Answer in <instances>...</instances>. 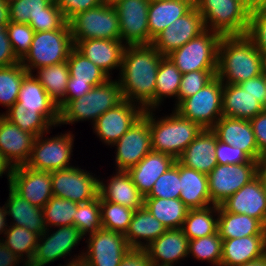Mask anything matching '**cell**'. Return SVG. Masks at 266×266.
<instances>
[{
    "label": "cell",
    "instance_id": "obj_1",
    "mask_svg": "<svg viewBox=\"0 0 266 266\" xmlns=\"http://www.w3.org/2000/svg\"><path fill=\"white\" fill-rule=\"evenodd\" d=\"M163 57L151 44L126 46L118 79L124 100L155 109L156 76Z\"/></svg>",
    "mask_w": 266,
    "mask_h": 266
},
{
    "label": "cell",
    "instance_id": "obj_2",
    "mask_svg": "<svg viewBox=\"0 0 266 266\" xmlns=\"http://www.w3.org/2000/svg\"><path fill=\"white\" fill-rule=\"evenodd\" d=\"M260 74L261 52L254 43L246 35L222 36L218 47L216 74L221 82L239 84Z\"/></svg>",
    "mask_w": 266,
    "mask_h": 266
},
{
    "label": "cell",
    "instance_id": "obj_3",
    "mask_svg": "<svg viewBox=\"0 0 266 266\" xmlns=\"http://www.w3.org/2000/svg\"><path fill=\"white\" fill-rule=\"evenodd\" d=\"M172 113L157 120L149 110L151 147L153 151L168 154L177 160L203 129L175 110Z\"/></svg>",
    "mask_w": 266,
    "mask_h": 266
},
{
    "label": "cell",
    "instance_id": "obj_4",
    "mask_svg": "<svg viewBox=\"0 0 266 266\" xmlns=\"http://www.w3.org/2000/svg\"><path fill=\"white\" fill-rule=\"evenodd\" d=\"M194 5L207 30L221 36L246 35L252 7L244 0H194Z\"/></svg>",
    "mask_w": 266,
    "mask_h": 266
},
{
    "label": "cell",
    "instance_id": "obj_5",
    "mask_svg": "<svg viewBox=\"0 0 266 266\" xmlns=\"http://www.w3.org/2000/svg\"><path fill=\"white\" fill-rule=\"evenodd\" d=\"M122 100L119 82L108 79L82 97L69 101L59 111V124H73L87 119H92L95 123L103 113L114 108Z\"/></svg>",
    "mask_w": 266,
    "mask_h": 266
},
{
    "label": "cell",
    "instance_id": "obj_6",
    "mask_svg": "<svg viewBox=\"0 0 266 266\" xmlns=\"http://www.w3.org/2000/svg\"><path fill=\"white\" fill-rule=\"evenodd\" d=\"M73 48L74 42L67 23L62 29L35 32L30 50L20 62L28 73H32L34 69L67 61Z\"/></svg>",
    "mask_w": 266,
    "mask_h": 266
},
{
    "label": "cell",
    "instance_id": "obj_7",
    "mask_svg": "<svg viewBox=\"0 0 266 266\" xmlns=\"http://www.w3.org/2000/svg\"><path fill=\"white\" fill-rule=\"evenodd\" d=\"M73 41L86 39L120 40V25L117 10L105 2L80 12L69 21Z\"/></svg>",
    "mask_w": 266,
    "mask_h": 266
},
{
    "label": "cell",
    "instance_id": "obj_8",
    "mask_svg": "<svg viewBox=\"0 0 266 266\" xmlns=\"http://www.w3.org/2000/svg\"><path fill=\"white\" fill-rule=\"evenodd\" d=\"M222 36L206 30L167 57L182 74L199 70H217L218 47Z\"/></svg>",
    "mask_w": 266,
    "mask_h": 266
},
{
    "label": "cell",
    "instance_id": "obj_9",
    "mask_svg": "<svg viewBox=\"0 0 266 266\" xmlns=\"http://www.w3.org/2000/svg\"><path fill=\"white\" fill-rule=\"evenodd\" d=\"M223 83L215 76L191 97L182 100L175 111L182 117L197 123L202 129H212L223 116Z\"/></svg>",
    "mask_w": 266,
    "mask_h": 266
},
{
    "label": "cell",
    "instance_id": "obj_10",
    "mask_svg": "<svg viewBox=\"0 0 266 266\" xmlns=\"http://www.w3.org/2000/svg\"><path fill=\"white\" fill-rule=\"evenodd\" d=\"M258 161L241 164H217L207 175L210 200L220 206L241 187L257 176Z\"/></svg>",
    "mask_w": 266,
    "mask_h": 266
},
{
    "label": "cell",
    "instance_id": "obj_11",
    "mask_svg": "<svg viewBox=\"0 0 266 266\" xmlns=\"http://www.w3.org/2000/svg\"><path fill=\"white\" fill-rule=\"evenodd\" d=\"M35 137L27 167L39 171H56L73 167L69 165L73 146V135L69 132L53 138Z\"/></svg>",
    "mask_w": 266,
    "mask_h": 266
},
{
    "label": "cell",
    "instance_id": "obj_12",
    "mask_svg": "<svg viewBox=\"0 0 266 266\" xmlns=\"http://www.w3.org/2000/svg\"><path fill=\"white\" fill-rule=\"evenodd\" d=\"M79 167L51 172L52 194L76 203H85L99 196V179Z\"/></svg>",
    "mask_w": 266,
    "mask_h": 266
},
{
    "label": "cell",
    "instance_id": "obj_13",
    "mask_svg": "<svg viewBox=\"0 0 266 266\" xmlns=\"http://www.w3.org/2000/svg\"><path fill=\"white\" fill-rule=\"evenodd\" d=\"M117 146L116 165L118 171H128L136 166L151 150L149 110L130 127L114 144Z\"/></svg>",
    "mask_w": 266,
    "mask_h": 266
},
{
    "label": "cell",
    "instance_id": "obj_14",
    "mask_svg": "<svg viewBox=\"0 0 266 266\" xmlns=\"http://www.w3.org/2000/svg\"><path fill=\"white\" fill-rule=\"evenodd\" d=\"M87 244L81 260L85 266H119L130 249L124 234L103 228L89 234Z\"/></svg>",
    "mask_w": 266,
    "mask_h": 266
},
{
    "label": "cell",
    "instance_id": "obj_15",
    "mask_svg": "<svg viewBox=\"0 0 266 266\" xmlns=\"http://www.w3.org/2000/svg\"><path fill=\"white\" fill-rule=\"evenodd\" d=\"M149 0H122L114 5L118 13L120 40L125 45H150Z\"/></svg>",
    "mask_w": 266,
    "mask_h": 266
},
{
    "label": "cell",
    "instance_id": "obj_16",
    "mask_svg": "<svg viewBox=\"0 0 266 266\" xmlns=\"http://www.w3.org/2000/svg\"><path fill=\"white\" fill-rule=\"evenodd\" d=\"M206 30L204 19L194 5L185 15L176 19L160 32L153 39L151 45L161 55L167 56Z\"/></svg>",
    "mask_w": 266,
    "mask_h": 266
},
{
    "label": "cell",
    "instance_id": "obj_17",
    "mask_svg": "<svg viewBox=\"0 0 266 266\" xmlns=\"http://www.w3.org/2000/svg\"><path fill=\"white\" fill-rule=\"evenodd\" d=\"M144 111L145 109L135 105V102L123 99L95 121L93 130L101 141L114 147V144L144 114Z\"/></svg>",
    "mask_w": 266,
    "mask_h": 266
},
{
    "label": "cell",
    "instance_id": "obj_18",
    "mask_svg": "<svg viewBox=\"0 0 266 266\" xmlns=\"http://www.w3.org/2000/svg\"><path fill=\"white\" fill-rule=\"evenodd\" d=\"M9 187L20 197L40 208L53 196L51 172L34 170L26 165L14 168Z\"/></svg>",
    "mask_w": 266,
    "mask_h": 266
},
{
    "label": "cell",
    "instance_id": "obj_19",
    "mask_svg": "<svg viewBox=\"0 0 266 266\" xmlns=\"http://www.w3.org/2000/svg\"><path fill=\"white\" fill-rule=\"evenodd\" d=\"M47 230L39 235L36 252L28 266H45L70 255L73 247L84 237L74 225L59 227L49 236Z\"/></svg>",
    "mask_w": 266,
    "mask_h": 266
},
{
    "label": "cell",
    "instance_id": "obj_20",
    "mask_svg": "<svg viewBox=\"0 0 266 266\" xmlns=\"http://www.w3.org/2000/svg\"><path fill=\"white\" fill-rule=\"evenodd\" d=\"M225 211L258 219L266 227V192L256 176L220 205Z\"/></svg>",
    "mask_w": 266,
    "mask_h": 266
},
{
    "label": "cell",
    "instance_id": "obj_21",
    "mask_svg": "<svg viewBox=\"0 0 266 266\" xmlns=\"http://www.w3.org/2000/svg\"><path fill=\"white\" fill-rule=\"evenodd\" d=\"M211 130L218 140L243 150L252 160L259 162L263 158L250 120L222 116Z\"/></svg>",
    "mask_w": 266,
    "mask_h": 266
},
{
    "label": "cell",
    "instance_id": "obj_22",
    "mask_svg": "<svg viewBox=\"0 0 266 266\" xmlns=\"http://www.w3.org/2000/svg\"><path fill=\"white\" fill-rule=\"evenodd\" d=\"M74 48L84 57L91 60L102 69L110 78L109 71L121 69L122 59L126 45L121 40L86 39L73 41Z\"/></svg>",
    "mask_w": 266,
    "mask_h": 266
},
{
    "label": "cell",
    "instance_id": "obj_23",
    "mask_svg": "<svg viewBox=\"0 0 266 266\" xmlns=\"http://www.w3.org/2000/svg\"><path fill=\"white\" fill-rule=\"evenodd\" d=\"M34 140V135L0 115V152L14 167L28 162Z\"/></svg>",
    "mask_w": 266,
    "mask_h": 266
},
{
    "label": "cell",
    "instance_id": "obj_24",
    "mask_svg": "<svg viewBox=\"0 0 266 266\" xmlns=\"http://www.w3.org/2000/svg\"><path fill=\"white\" fill-rule=\"evenodd\" d=\"M217 135L203 129L177 159L182 165L209 174L218 164L216 159Z\"/></svg>",
    "mask_w": 266,
    "mask_h": 266
},
{
    "label": "cell",
    "instance_id": "obj_25",
    "mask_svg": "<svg viewBox=\"0 0 266 266\" xmlns=\"http://www.w3.org/2000/svg\"><path fill=\"white\" fill-rule=\"evenodd\" d=\"M188 244L189 240L182 228L167 229L165 233L144 249L147 251L152 264L173 266L174 262L187 257Z\"/></svg>",
    "mask_w": 266,
    "mask_h": 266
},
{
    "label": "cell",
    "instance_id": "obj_26",
    "mask_svg": "<svg viewBox=\"0 0 266 266\" xmlns=\"http://www.w3.org/2000/svg\"><path fill=\"white\" fill-rule=\"evenodd\" d=\"M266 255V235L223 239L220 266L251 263Z\"/></svg>",
    "mask_w": 266,
    "mask_h": 266
},
{
    "label": "cell",
    "instance_id": "obj_27",
    "mask_svg": "<svg viewBox=\"0 0 266 266\" xmlns=\"http://www.w3.org/2000/svg\"><path fill=\"white\" fill-rule=\"evenodd\" d=\"M175 162L174 157L151 150L136 166L131 167L127 172L138 190L146 196L160 175L168 171Z\"/></svg>",
    "mask_w": 266,
    "mask_h": 266
},
{
    "label": "cell",
    "instance_id": "obj_28",
    "mask_svg": "<svg viewBox=\"0 0 266 266\" xmlns=\"http://www.w3.org/2000/svg\"><path fill=\"white\" fill-rule=\"evenodd\" d=\"M106 184L99 181V196L112 203L120 204L131 209L144 207L145 196L138 190L127 171H116Z\"/></svg>",
    "mask_w": 266,
    "mask_h": 266
},
{
    "label": "cell",
    "instance_id": "obj_29",
    "mask_svg": "<svg viewBox=\"0 0 266 266\" xmlns=\"http://www.w3.org/2000/svg\"><path fill=\"white\" fill-rule=\"evenodd\" d=\"M16 102L20 108L40 109L54 126L59 125V108L33 73L24 76Z\"/></svg>",
    "mask_w": 266,
    "mask_h": 266
},
{
    "label": "cell",
    "instance_id": "obj_30",
    "mask_svg": "<svg viewBox=\"0 0 266 266\" xmlns=\"http://www.w3.org/2000/svg\"><path fill=\"white\" fill-rule=\"evenodd\" d=\"M265 109L258 97L243 90L238 84H223V116L251 120Z\"/></svg>",
    "mask_w": 266,
    "mask_h": 266
},
{
    "label": "cell",
    "instance_id": "obj_31",
    "mask_svg": "<svg viewBox=\"0 0 266 266\" xmlns=\"http://www.w3.org/2000/svg\"><path fill=\"white\" fill-rule=\"evenodd\" d=\"M180 197L189 208H205L212 204L207 174L198 172L180 163Z\"/></svg>",
    "mask_w": 266,
    "mask_h": 266
},
{
    "label": "cell",
    "instance_id": "obj_32",
    "mask_svg": "<svg viewBox=\"0 0 266 266\" xmlns=\"http://www.w3.org/2000/svg\"><path fill=\"white\" fill-rule=\"evenodd\" d=\"M194 6V0H156L149 3L148 27L150 40Z\"/></svg>",
    "mask_w": 266,
    "mask_h": 266
},
{
    "label": "cell",
    "instance_id": "obj_33",
    "mask_svg": "<svg viewBox=\"0 0 266 266\" xmlns=\"http://www.w3.org/2000/svg\"><path fill=\"white\" fill-rule=\"evenodd\" d=\"M166 231V227L145 207H142L134 211L124 236L130 248H145ZM141 239L146 243L140 241Z\"/></svg>",
    "mask_w": 266,
    "mask_h": 266
},
{
    "label": "cell",
    "instance_id": "obj_34",
    "mask_svg": "<svg viewBox=\"0 0 266 266\" xmlns=\"http://www.w3.org/2000/svg\"><path fill=\"white\" fill-rule=\"evenodd\" d=\"M216 214L218 215L217 232L222 239L266 235V227L256 218L227 212L221 206H218Z\"/></svg>",
    "mask_w": 266,
    "mask_h": 266
},
{
    "label": "cell",
    "instance_id": "obj_35",
    "mask_svg": "<svg viewBox=\"0 0 266 266\" xmlns=\"http://www.w3.org/2000/svg\"><path fill=\"white\" fill-rule=\"evenodd\" d=\"M9 197L5 204L7 215L13 217V225L22 226L39 235L47 228L44 222L43 209L32 205L9 187Z\"/></svg>",
    "mask_w": 266,
    "mask_h": 266
},
{
    "label": "cell",
    "instance_id": "obj_36",
    "mask_svg": "<svg viewBox=\"0 0 266 266\" xmlns=\"http://www.w3.org/2000/svg\"><path fill=\"white\" fill-rule=\"evenodd\" d=\"M37 73L39 75H35V78L45 88L60 111L65 106V94L70 77L67 61L38 68Z\"/></svg>",
    "mask_w": 266,
    "mask_h": 266
},
{
    "label": "cell",
    "instance_id": "obj_37",
    "mask_svg": "<svg viewBox=\"0 0 266 266\" xmlns=\"http://www.w3.org/2000/svg\"><path fill=\"white\" fill-rule=\"evenodd\" d=\"M144 207L166 229L182 228L189 208L178 199L144 198Z\"/></svg>",
    "mask_w": 266,
    "mask_h": 266
},
{
    "label": "cell",
    "instance_id": "obj_38",
    "mask_svg": "<svg viewBox=\"0 0 266 266\" xmlns=\"http://www.w3.org/2000/svg\"><path fill=\"white\" fill-rule=\"evenodd\" d=\"M218 212V206L189 209L184 220L182 230L188 240H193L217 233L218 218H213V213Z\"/></svg>",
    "mask_w": 266,
    "mask_h": 266
},
{
    "label": "cell",
    "instance_id": "obj_39",
    "mask_svg": "<svg viewBox=\"0 0 266 266\" xmlns=\"http://www.w3.org/2000/svg\"><path fill=\"white\" fill-rule=\"evenodd\" d=\"M20 129L34 135L48 133L50 127L54 126L41 112L40 109L20 108V103L15 102L6 112L2 114Z\"/></svg>",
    "mask_w": 266,
    "mask_h": 266
},
{
    "label": "cell",
    "instance_id": "obj_40",
    "mask_svg": "<svg viewBox=\"0 0 266 266\" xmlns=\"http://www.w3.org/2000/svg\"><path fill=\"white\" fill-rule=\"evenodd\" d=\"M69 68V80L74 82L88 83L93 87L105 83L110 77L91 60L84 57L73 48L67 59Z\"/></svg>",
    "mask_w": 266,
    "mask_h": 266
},
{
    "label": "cell",
    "instance_id": "obj_41",
    "mask_svg": "<svg viewBox=\"0 0 266 266\" xmlns=\"http://www.w3.org/2000/svg\"><path fill=\"white\" fill-rule=\"evenodd\" d=\"M5 241L2 243L7 246L14 254L19 258H24L25 266H28L33 260L34 254L36 252L37 244L39 241V234L29 229L10 224L7 231L5 232ZM25 255H24V254Z\"/></svg>",
    "mask_w": 266,
    "mask_h": 266
},
{
    "label": "cell",
    "instance_id": "obj_42",
    "mask_svg": "<svg viewBox=\"0 0 266 266\" xmlns=\"http://www.w3.org/2000/svg\"><path fill=\"white\" fill-rule=\"evenodd\" d=\"M182 73L167 56L159 64L155 86V108L163 101V97H177Z\"/></svg>",
    "mask_w": 266,
    "mask_h": 266
},
{
    "label": "cell",
    "instance_id": "obj_43",
    "mask_svg": "<svg viewBox=\"0 0 266 266\" xmlns=\"http://www.w3.org/2000/svg\"><path fill=\"white\" fill-rule=\"evenodd\" d=\"M27 73L21 62L0 67V104L9 109L17 101L23 78Z\"/></svg>",
    "mask_w": 266,
    "mask_h": 266
},
{
    "label": "cell",
    "instance_id": "obj_44",
    "mask_svg": "<svg viewBox=\"0 0 266 266\" xmlns=\"http://www.w3.org/2000/svg\"><path fill=\"white\" fill-rule=\"evenodd\" d=\"M78 204L68 199L52 196L42 208L45 226L48 227L47 231L49 232V226L74 225V215L77 212Z\"/></svg>",
    "mask_w": 266,
    "mask_h": 266
},
{
    "label": "cell",
    "instance_id": "obj_45",
    "mask_svg": "<svg viewBox=\"0 0 266 266\" xmlns=\"http://www.w3.org/2000/svg\"><path fill=\"white\" fill-rule=\"evenodd\" d=\"M100 211L103 229L125 234L135 210L100 197Z\"/></svg>",
    "mask_w": 266,
    "mask_h": 266
},
{
    "label": "cell",
    "instance_id": "obj_46",
    "mask_svg": "<svg viewBox=\"0 0 266 266\" xmlns=\"http://www.w3.org/2000/svg\"><path fill=\"white\" fill-rule=\"evenodd\" d=\"M223 239L218 232L209 236L189 240L188 254L198 260L211 261L213 265L220 266L222 258Z\"/></svg>",
    "mask_w": 266,
    "mask_h": 266
},
{
    "label": "cell",
    "instance_id": "obj_47",
    "mask_svg": "<svg viewBox=\"0 0 266 266\" xmlns=\"http://www.w3.org/2000/svg\"><path fill=\"white\" fill-rule=\"evenodd\" d=\"M74 226L79 229L83 236L87 232L92 234L102 229L100 196L77 205V212L74 215Z\"/></svg>",
    "mask_w": 266,
    "mask_h": 266
},
{
    "label": "cell",
    "instance_id": "obj_48",
    "mask_svg": "<svg viewBox=\"0 0 266 266\" xmlns=\"http://www.w3.org/2000/svg\"><path fill=\"white\" fill-rule=\"evenodd\" d=\"M180 162L160 175L145 198L178 199L180 197Z\"/></svg>",
    "mask_w": 266,
    "mask_h": 266
},
{
    "label": "cell",
    "instance_id": "obj_49",
    "mask_svg": "<svg viewBox=\"0 0 266 266\" xmlns=\"http://www.w3.org/2000/svg\"><path fill=\"white\" fill-rule=\"evenodd\" d=\"M6 30L13 51L21 61L30 50L35 32L29 24L11 21L6 25Z\"/></svg>",
    "mask_w": 266,
    "mask_h": 266
},
{
    "label": "cell",
    "instance_id": "obj_50",
    "mask_svg": "<svg viewBox=\"0 0 266 266\" xmlns=\"http://www.w3.org/2000/svg\"><path fill=\"white\" fill-rule=\"evenodd\" d=\"M53 0H12L9 4V21L28 24L30 17L45 13V8Z\"/></svg>",
    "mask_w": 266,
    "mask_h": 266
},
{
    "label": "cell",
    "instance_id": "obj_51",
    "mask_svg": "<svg viewBox=\"0 0 266 266\" xmlns=\"http://www.w3.org/2000/svg\"><path fill=\"white\" fill-rule=\"evenodd\" d=\"M217 74V70H199L182 74L178 100L175 107L184 99L193 96L208 84Z\"/></svg>",
    "mask_w": 266,
    "mask_h": 266
},
{
    "label": "cell",
    "instance_id": "obj_52",
    "mask_svg": "<svg viewBox=\"0 0 266 266\" xmlns=\"http://www.w3.org/2000/svg\"><path fill=\"white\" fill-rule=\"evenodd\" d=\"M68 21L63 15V12L52 1L46 8L45 13H38L34 17H30L29 26L34 32L51 31L62 29Z\"/></svg>",
    "mask_w": 266,
    "mask_h": 266
},
{
    "label": "cell",
    "instance_id": "obj_53",
    "mask_svg": "<svg viewBox=\"0 0 266 266\" xmlns=\"http://www.w3.org/2000/svg\"><path fill=\"white\" fill-rule=\"evenodd\" d=\"M246 36L261 53L266 52V6L252 8Z\"/></svg>",
    "mask_w": 266,
    "mask_h": 266
},
{
    "label": "cell",
    "instance_id": "obj_54",
    "mask_svg": "<svg viewBox=\"0 0 266 266\" xmlns=\"http://www.w3.org/2000/svg\"><path fill=\"white\" fill-rule=\"evenodd\" d=\"M216 159L218 164H241L252 159L241 149L221 142L217 138Z\"/></svg>",
    "mask_w": 266,
    "mask_h": 266
},
{
    "label": "cell",
    "instance_id": "obj_55",
    "mask_svg": "<svg viewBox=\"0 0 266 266\" xmlns=\"http://www.w3.org/2000/svg\"><path fill=\"white\" fill-rule=\"evenodd\" d=\"M69 21L76 14L95 8L103 3V0H53Z\"/></svg>",
    "mask_w": 266,
    "mask_h": 266
},
{
    "label": "cell",
    "instance_id": "obj_56",
    "mask_svg": "<svg viewBox=\"0 0 266 266\" xmlns=\"http://www.w3.org/2000/svg\"><path fill=\"white\" fill-rule=\"evenodd\" d=\"M238 85L251 95L258 97V101L266 108V75L262 73Z\"/></svg>",
    "mask_w": 266,
    "mask_h": 266
},
{
    "label": "cell",
    "instance_id": "obj_57",
    "mask_svg": "<svg viewBox=\"0 0 266 266\" xmlns=\"http://www.w3.org/2000/svg\"><path fill=\"white\" fill-rule=\"evenodd\" d=\"M260 155L266 158V109L250 120Z\"/></svg>",
    "mask_w": 266,
    "mask_h": 266
},
{
    "label": "cell",
    "instance_id": "obj_58",
    "mask_svg": "<svg viewBox=\"0 0 266 266\" xmlns=\"http://www.w3.org/2000/svg\"><path fill=\"white\" fill-rule=\"evenodd\" d=\"M19 62L10 44L6 27H0V67L15 65Z\"/></svg>",
    "mask_w": 266,
    "mask_h": 266
},
{
    "label": "cell",
    "instance_id": "obj_59",
    "mask_svg": "<svg viewBox=\"0 0 266 266\" xmlns=\"http://www.w3.org/2000/svg\"><path fill=\"white\" fill-rule=\"evenodd\" d=\"M144 248H130L123 256L119 266H152Z\"/></svg>",
    "mask_w": 266,
    "mask_h": 266
},
{
    "label": "cell",
    "instance_id": "obj_60",
    "mask_svg": "<svg viewBox=\"0 0 266 266\" xmlns=\"http://www.w3.org/2000/svg\"><path fill=\"white\" fill-rule=\"evenodd\" d=\"M92 88V85L88 83L74 82V80H68L67 89L65 94V105L71 101L82 97L88 93Z\"/></svg>",
    "mask_w": 266,
    "mask_h": 266
},
{
    "label": "cell",
    "instance_id": "obj_61",
    "mask_svg": "<svg viewBox=\"0 0 266 266\" xmlns=\"http://www.w3.org/2000/svg\"><path fill=\"white\" fill-rule=\"evenodd\" d=\"M20 259L0 240V266H16L21 261Z\"/></svg>",
    "mask_w": 266,
    "mask_h": 266
},
{
    "label": "cell",
    "instance_id": "obj_62",
    "mask_svg": "<svg viewBox=\"0 0 266 266\" xmlns=\"http://www.w3.org/2000/svg\"><path fill=\"white\" fill-rule=\"evenodd\" d=\"M14 166L11 164V162L0 152V176L5 174L7 172V178L9 181V185L11 183L12 174L14 171Z\"/></svg>",
    "mask_w": 266,
    "mask_h": 266
},
{
    "label": "cell",
    "instance_id": "obj_63",
    "mask_svg": "<svg viewBox=\"0 0 266 266\" xmlns=\"http://www.w3.org/2000/svg\"><path fill=\"white\" fill-rule=\"evenodd\" d=\"M9 23V4L7 0H0V27Z\"/></svg>",
    "mask_w": 266,
    "mask_h": 266
},
{
    "label": "cell",
    "instance_id": "obj_64",
    "mask_svg": "<svg viewBox=\"0 0 266 266\" xmlns=\"http://www.w3.org/2000/svg\"><path fill=\"white\" fill-rule=\"evenodd\" d=\"M257 176L261 179L264 189L266 191V158H262L258 162Z\"/></svg>",
    "mask_w": 266,
    "mask_h": 266
},
{
    "label": "cell",
    "instance_id": "obj_65",
    "mask_svg": "<svg viewBox=\"0 0 266 266\" xmlns=\"http://www.w3.org/2000/svg\"><path fill=\"white\" fill-rule=\"evenodd\" d=\"M6 216H7V212H6V207H0V234L4 233L7 231V226L6 225ZM5 231V232H4Z\"/></svg>",
    "mask_w": 266,
    "mask_h": 266
},
{
    "label": "cell",
    "instance_id": "obj_66",
    "mask_svg": "<svg viewBox=\"0 0 266 266\" xmlns=\"http://www.w3.org/2000/svg\"><path fill=\"white\" fill-rule=\"evenodd\" d=\"M250 7H265L266 0H244Z\"/></svg>",
    "mask_w": 266,
    "mask_h": 266
},
{
    "label": "cell",
    "instance_id": "obj_67",
    "mask_svg": "<svg viewBox=\"0 0 266 266\" xmlns=\"http://www.w3.org/2000/svg\"><path fill=\"white\" fill-rule=\"evenodd\" d=\"M237 266H266V255L256 261H252L251 263L241 264Z\"/></svg>",
    "mask_w": 266,
    "mask_h": 266
},
{
    "label": "cell",
    "instance_id": "obj_68",
    "mask_svg": "<svg viewBox=\"0 0 266 266\" xmlns=\"http://www.w3.org/2000/svg\"><path fill=\"white\" fill-rule=\"evenodd\" d=\"M262 73L266 75V52L261 53Z\"/></svg>",
    "mask_w": 266,
    "mask_h": 266
},
{
    "label": "cell",
    "instance_id": "obj_69",
    "mask_svg": "<svg viewBox=\"0 0 266 266\" xmlns=\"http://www.w3.org/2000/svg\"><path fill=\"white\" fill-rule=\"evenodd\" d=\"M105 3L114 6L115 4H117L118 2L122 1V0H103Z\"/></svg>",
    "mask_w": 266,
    "mask_h": 266
},
{
    "label": "cell",
    "instance_id": "obj_70",
    "mask_svg": "<svg viewBox=\"0 0 266 266\" xmlns=\"http://www.w3.org/2000/svg\"><path fill=\"white\" fill-rule=\"evenodd\" d=\"M152 266H164V265H157V264H153Z\"/></svg>",
    "mask_w": 266,
    "mask_h": 266
}]
</instances>
